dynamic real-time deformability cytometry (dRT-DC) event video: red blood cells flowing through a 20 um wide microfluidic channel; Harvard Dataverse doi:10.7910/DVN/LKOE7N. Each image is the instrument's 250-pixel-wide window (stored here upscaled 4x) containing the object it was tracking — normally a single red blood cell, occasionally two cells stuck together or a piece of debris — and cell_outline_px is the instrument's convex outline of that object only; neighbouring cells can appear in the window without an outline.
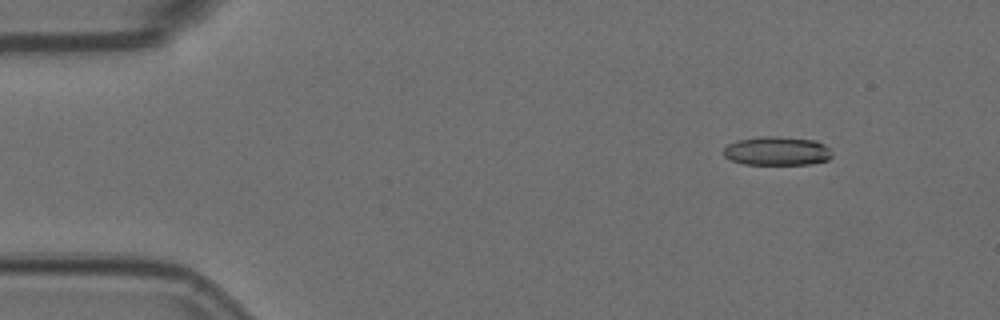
{"species": "Egyptian fruit bat (a non-hibernating species)", "species_latin": "Rousettus aegyptiacus", "temperature_condition": "room temperature", "stored_images_in_passage": 5, "segment_of_instrument_passage": [1, 2], "camera_frame_rate_fps": 3000, "um_per_image_px": 0.085, "animal": {"sex": "female"}, "frame": {"image": 1, "passage_image": 1, "time_ms": 0.0, "image_size_px": [1000, 320], "cell_outline_px": [[832, 156], [828, 160], [808, 164], [744, 164], [732, 160], [724, 156], [724, 148], [728, 144], [736, 140], [760, 136], [772, 136], [816, 140], [824, 144], [828, 148]], "centroid_in_image_um": [66.03, 12.83], "position_along_channel_um": 19.0, "area_um2": 18.15}}